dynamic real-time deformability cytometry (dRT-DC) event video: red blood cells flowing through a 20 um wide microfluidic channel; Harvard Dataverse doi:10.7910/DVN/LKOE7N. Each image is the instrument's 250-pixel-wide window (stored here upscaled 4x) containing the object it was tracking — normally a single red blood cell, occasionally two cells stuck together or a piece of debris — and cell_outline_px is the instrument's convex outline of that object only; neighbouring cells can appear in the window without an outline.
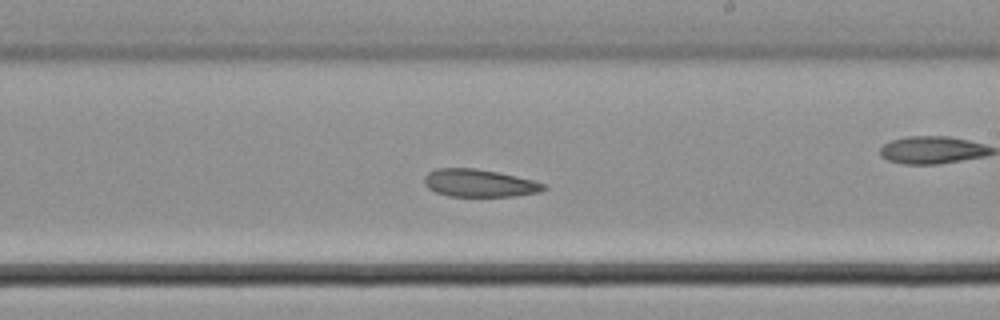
{"species": "common noctule bat (a hibernating species)", "species_latin": "Nyctalus noctula", "temperature_condition": "cold", "stored_images_in_passage": 41, "camera_frame_rate_fps": 3000, "um_per_image_px": 0.085, "animal": {"sex": "male", "body_mass_g": 21.5, "forearm_length_mm": 52.0}, "frame": {"image": 1, "passage_image": 24, "time_ms": 7.667, "image_size_px": [1000, 320], "cell_outline_px": [[548, 188], [540, 192], [516, 196], [448, 196], [436, 192], [428, 188], [424, 184], [424, 176], [428, 172], [436, 168], [476, 168], [516, 176], [532, 180], [544, 184]], "centroid_in_image_um": [40.72, 15.56], "position_along_channel_um": 248.3, "area_um2": 19.25}}
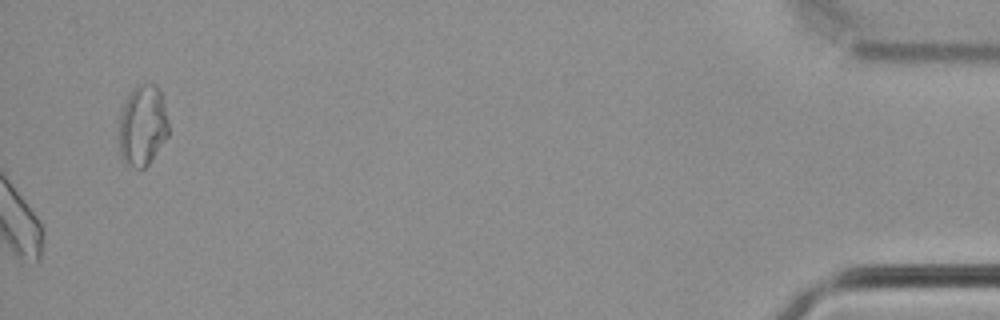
{"frame": {"image": 2, "passage_image": 41, "time_ms": 13.333, "image_size_px": [1000, 320], "cell_outline_px": [[168, 136], [148, 164], [144, 168], [136, 168], [124, 164], [120, 156], [120, 116], [124, 104], [132, 88], [140, 84], [152, 84], [160, 92], [168, 120]], "centroid_in_image_um": [12.11, 10.7], "position_along_channel_um": 423.1, "area_um2": 23.0}}